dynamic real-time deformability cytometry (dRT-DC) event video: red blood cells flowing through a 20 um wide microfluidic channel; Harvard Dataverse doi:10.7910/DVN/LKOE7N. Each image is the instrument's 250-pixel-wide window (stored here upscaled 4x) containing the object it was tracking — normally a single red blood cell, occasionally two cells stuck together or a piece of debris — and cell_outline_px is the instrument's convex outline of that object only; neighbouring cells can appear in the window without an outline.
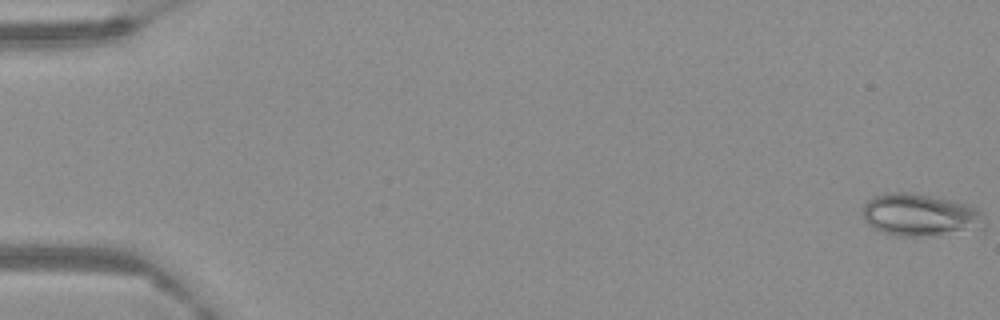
{"species": "Egyptian fruit bat (a non-hibernating species)", "species_latin": "Rousettus aegyptiacus", "temperature_condition": "warm", "stored_images_in_passage": 63, "camera_frame_rate_fps": 3000, "um_per_image_px": 0.085, "frame": {"image": 1, "passage_image": 1, "time_ms": 0.0, "image_size_px": [1000, 320], "cell_outline_px": [[984, 232], [920, 236], [896, 236], [880, 232], [868, 224], [864, 220], [864, 204], [872, 196], [884, 192], [912, 192], [956, 200], [976, 208], [980, 212], [984, 220]], "centroid_in_image_um": [78.27, 18.29], "position_along_channel_um": 6.7, "area_um2": 31.04}}
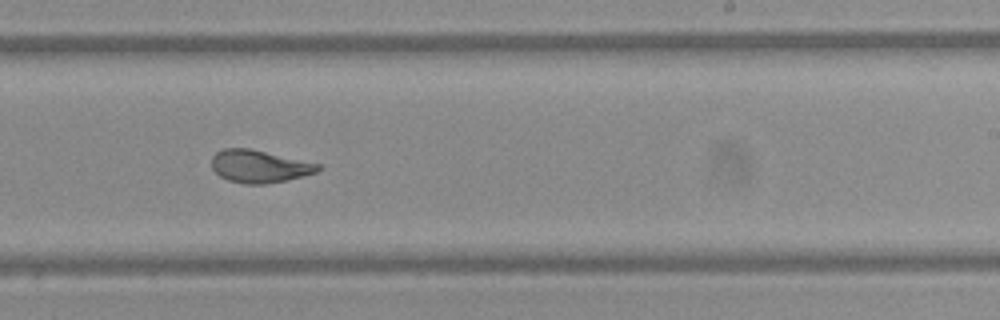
{"frame": {"image": 2, "passage_image": 40, "time_ms": 13.0, "image_size_px": [1000, 320], "cell_outline_px": [[324, 168], [316, 172], [304, 176], [288, 180], [264, 184], [244, 184], [228, 180], [220, 176], [212, 168], [212, 156], [216, 152], [224, 148], [252, 148], [320, 164]], "centroid_in_image_um": [22.06, 14.13], "position_along_channel_um": 266.9, "area_um2": 20.4}}
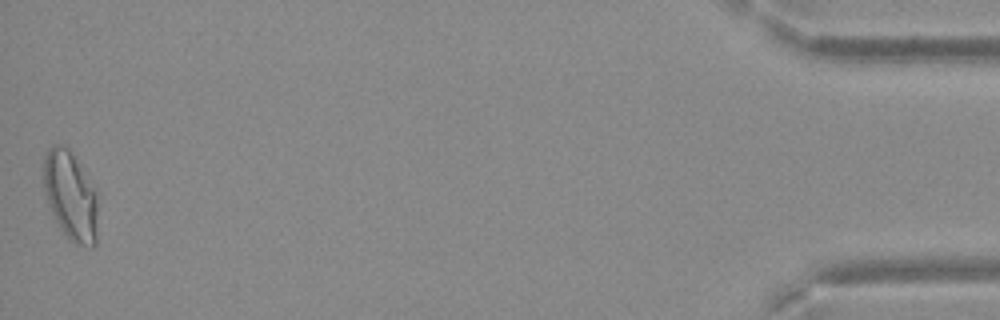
{"frame": {"image": 3, "passage_image": 63, "time_ms": 20.667, "image_size_px": [1000, 320], "cell_outline_px": [[100, 192], [96, 244], [92, 248], [76, 244], [68, 240], [60, 228], [52, 212], [44, 192], [44, 156], [48, 148], [52, 144], [60, 144], [68, 148]], "centroid_in_image_um": [6.06, 16.67], "position_along_channel_um": 429.1, "area_um2": 29.07}}